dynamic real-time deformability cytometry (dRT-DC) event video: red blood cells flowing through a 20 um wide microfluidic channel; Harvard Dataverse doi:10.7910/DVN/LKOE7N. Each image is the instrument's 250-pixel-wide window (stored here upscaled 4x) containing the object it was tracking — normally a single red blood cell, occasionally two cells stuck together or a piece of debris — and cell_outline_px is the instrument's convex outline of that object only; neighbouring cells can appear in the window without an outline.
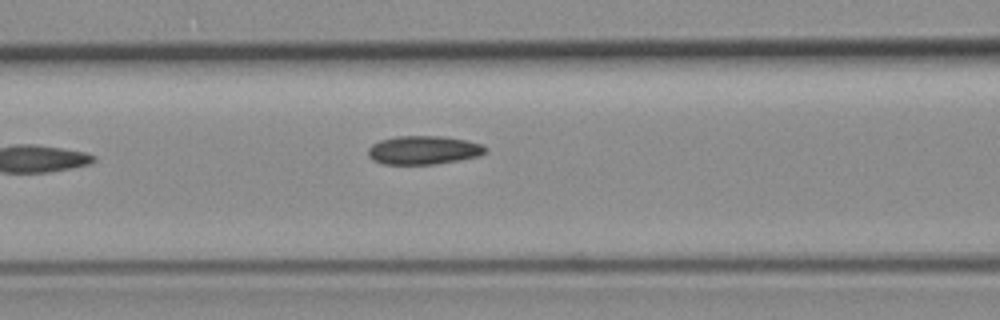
{"species": "common noctule bat (a hibernating species)", "species_latin": "Nyctalus noctula", "temperature_condition": "room temperature", "stored_images_in_passage": 5, "camera_frame_rate_fps": 3000, "um_per_image_px": 0.085, "animal": {"sex": "female", "body_mass_g": 19.3, "forearm_length_mm": 54.1}, "frame": {"image": 1, "passage_image": 5, "time_ms": 1.333, "image_size_px": [1000, 320], "cell_outline_px": [[488, 152], [480, 156], [460, 160], [436, 164], [384, 164], [372, 160], [368, 156], [368, 148], [372, 144], [380, 140], [396, 136], [444, 136], [464, 140], [480, 144], [488, 148]], "centroid_in_image_um": [36.01, 12.76], "position_along_channel_um": 130.6, "area_um2": 19.71}}